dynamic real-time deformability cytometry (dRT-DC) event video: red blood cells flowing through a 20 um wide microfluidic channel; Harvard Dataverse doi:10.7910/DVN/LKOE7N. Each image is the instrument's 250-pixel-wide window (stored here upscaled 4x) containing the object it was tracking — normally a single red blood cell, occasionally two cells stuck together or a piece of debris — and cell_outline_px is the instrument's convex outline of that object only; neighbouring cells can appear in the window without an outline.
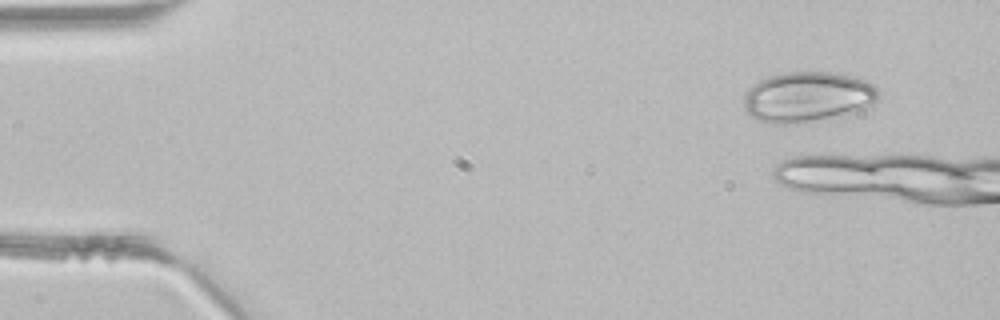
{"species": "common noctule bat (a hibernating species)", "species_latin": "Nyctalus noctula", "temperature_condition": "room temperature", "stored_images_in_passage": 2, "camera_frame_rate_fps": 3000, "um_per_image_px": 0.085, "animal": {"sex": "male", "body_mass_g": 21.5, "forearm_length_mm": 52.0}, "frame": {"image": 1, "passage_image": 1, "time_ms": 0.0, "image_size_px": [1000, 320], "cell_outline_px": [[880, 92], [876, 100], [872, 104], [856, 112], [800, 124], [772, 124], [756, 120], [744, 108], [744, 92], [748, 88], [760, 80], [768, 76], [784, 72], [828, 72], [856, 76], [872, 84]], "centroid_in_image_um": [68.62, 8.25], "position_along_channel_um": 16.4, "area_um2": 39.88}}